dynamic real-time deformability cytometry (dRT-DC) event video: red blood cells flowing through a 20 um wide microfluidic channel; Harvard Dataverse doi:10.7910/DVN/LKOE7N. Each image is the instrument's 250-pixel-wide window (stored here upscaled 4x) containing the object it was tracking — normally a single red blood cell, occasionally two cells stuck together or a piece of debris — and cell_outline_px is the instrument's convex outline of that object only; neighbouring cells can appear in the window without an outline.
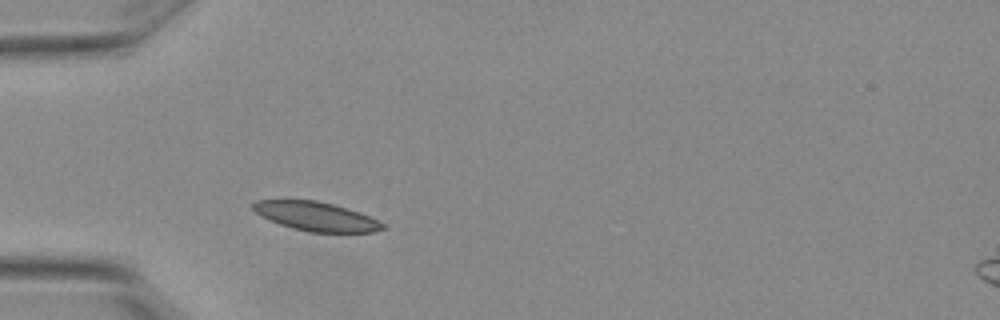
{"species": "Egyptian fruit bat (a non-hibernating species)", "species_latin": "Rousettus aegyptiacus", "temperature_condition": "warm", "stored_images_in_passage": 5, "camera_frame_rate_fps": 3000, "um_per_image_px": 0.085, "animal": {"sex": "female"}, "frame": {"image": 1, "passage_image": 5, "time_ms": 1.333, "image_size_px": [1000, 320], "cell_outline_px": [[388, 228], [372, 232], [308, 232], [292, 228], [280, 224], [256, 212], [252, 208], [252, 204], [256, 200], [316, 200], [332, 204], [380, 220]], "centroid_in_image_um": [26.89, 18.4], "position_along_channel_um": 58.1, "area_um2": 21.56}}